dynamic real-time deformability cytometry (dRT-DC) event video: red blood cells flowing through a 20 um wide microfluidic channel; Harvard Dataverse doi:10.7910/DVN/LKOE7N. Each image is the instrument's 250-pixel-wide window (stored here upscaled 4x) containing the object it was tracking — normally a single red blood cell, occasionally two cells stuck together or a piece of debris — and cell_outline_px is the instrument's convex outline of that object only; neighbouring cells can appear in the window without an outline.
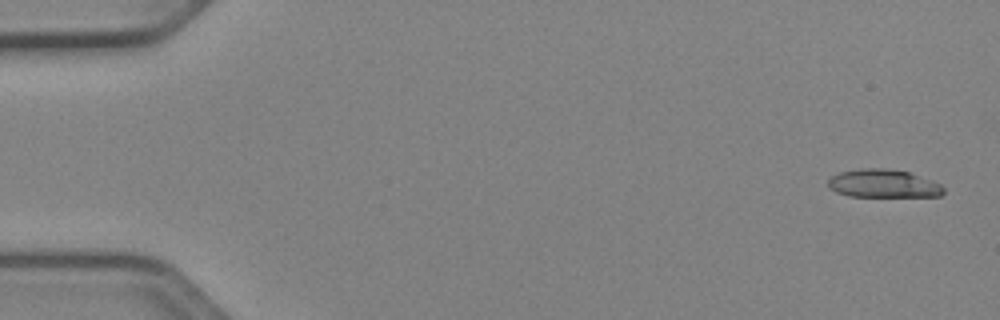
{"species": "Egyptian fruit bat (a non-hibernating species)", "species_latin": "Rousettus aegyptiacus", "temperature_condition": "cold", "stored_images_in_passage": 24, "camera_frame_rate_fps": 3000, "um_per_image_px": 0.085, "animal": {"sex": "female"}, "frame": {"image": 1, "passage_image": 1, "time_ms": 0.0, "image_size_px": [1000, 320], "cell_outline_px": [[944, 192], [940, 196], [848, 196], [836, 192], [828, 188], [828, 180], [832, 176], [840, 172], [860, 168], [884, 168], [908, 172], [940, 184], [944, 188]], "centroid_in_image_um": [75.04, 15.6], "position_along_channel_um": 10.0, "area_um2": 18.79}}
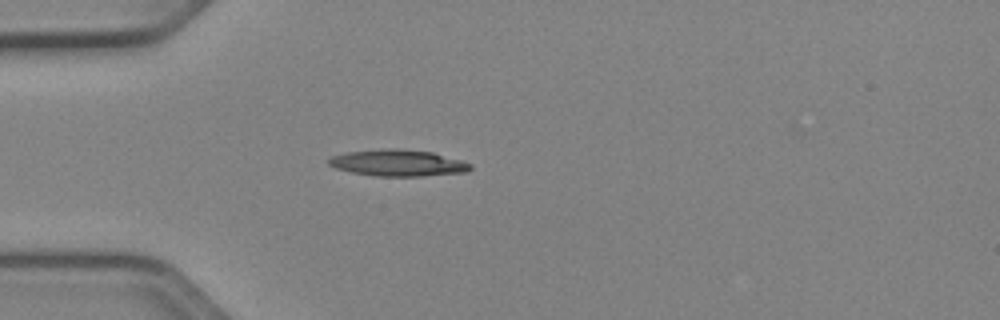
{"frame": {"image": 2, "passage_image": 14, "time_ms": 4.333, "image_size_px": [1000, 320], "cell_outline_px": [[472, 168], [468, 172], [420, 176], [376, 176], [352, 172], [336, 168], [328, 164], [328, 160], [332, 156], [348, 152], [388, 148], [396, 148], [432, 152], [460, 160], [472, 164]], "centroid_in_image_um": [33.84, 13.85], "position_along_channel_um": 51.2, "area_um2": 21.73}}